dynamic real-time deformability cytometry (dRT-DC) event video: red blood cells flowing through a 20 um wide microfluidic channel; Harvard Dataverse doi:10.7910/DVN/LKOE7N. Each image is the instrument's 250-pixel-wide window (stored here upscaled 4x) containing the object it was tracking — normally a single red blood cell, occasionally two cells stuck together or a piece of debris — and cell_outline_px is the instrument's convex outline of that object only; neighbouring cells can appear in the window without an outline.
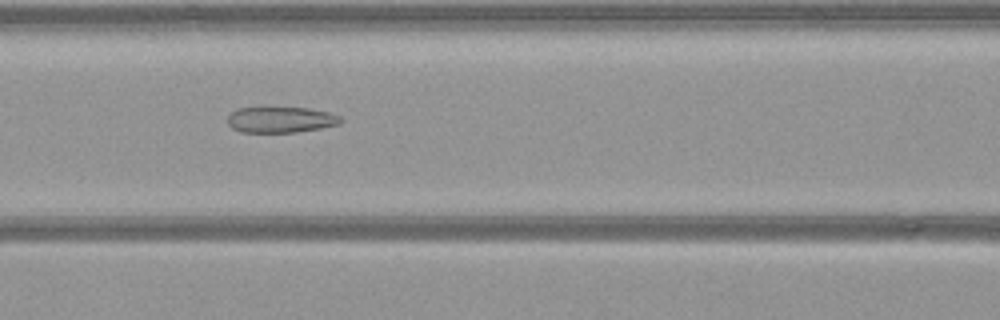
{"species": "common noctule bat (a hibernating species)", "species_latin": "Nyctalus noctula", "temperature_condition": "warm", "stored_images_in_passage": 53, "camera_frame_rate_fps": 3000, "um_per_image_px": 0.085, "animal": {"sex": "female", "body_mass_g": 21.9}, "frame": {"image": 1, "passage_image": 22, "time_ms": 7.0, "image_size_px": [1000, 320], "cell_outline_px": [[344, 120], [340, 124], [320, 128], [296, 132], [240, 132], [232, 128], [228, 124], [228, 116], [236, 108], [264, 104], [308, 108], [328, 112], [340, 116]], "centroid_in_image_um": [23.82, 10.11], "position_along_channel_um": 142.8, "area_um2": 18.03}}
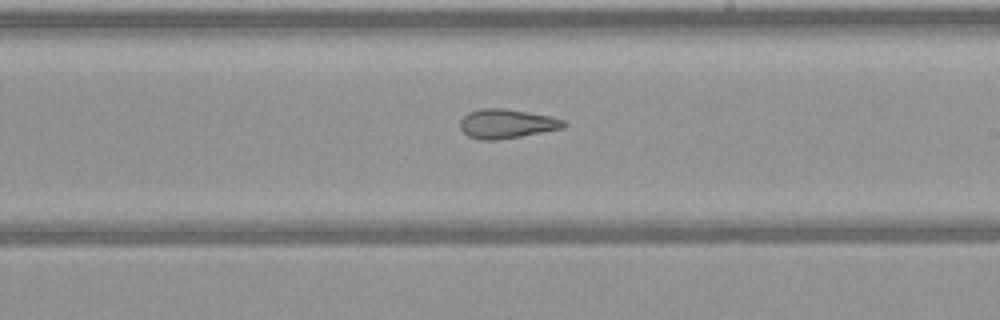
{"frame": {"image": 2, "passage_image": 30, "time_ms": 9.667, "image_size_px": [1000, 320], "cell_outline_px": [[568, 124], [564, 128], [520, 136], [496, 140], [480, 140], [468, 136], [460, 128], [460, 120], [468, 112], [480, 108], [504, 108], [548, 116], [564, 120]], "centroid_in_image_um": [43.04, 10.52], "position_along_channel_um": 246.0, "area_um2": 17.57}}
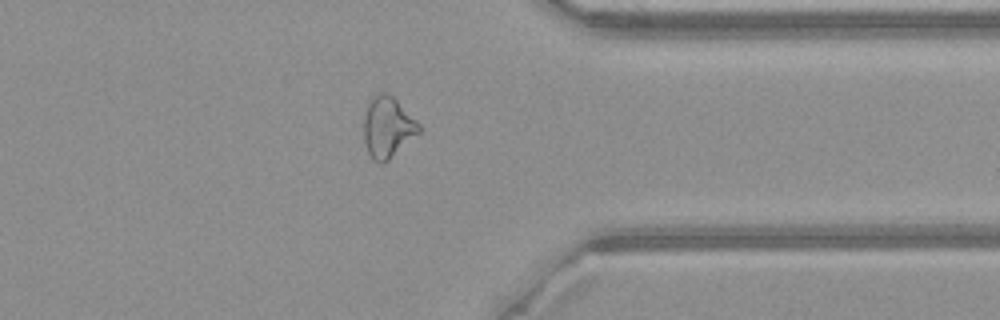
{"frame": {"image": 3, "passage_image": 41, "time_ms": 13.333, "image_size_px": [1000, 320], "cell_outline_px": [[420, 132], [384, 164], [380, 164], [372, 160], [368, 152], [364, 140], [364, 116], [368, 104], [380, 92], [384, 92], [392, 96], [420, 124]], "centroid_in_image_um": [32.94, 10.86], "position_along_channel_um": 378.5, "area_um2": 19.31}}